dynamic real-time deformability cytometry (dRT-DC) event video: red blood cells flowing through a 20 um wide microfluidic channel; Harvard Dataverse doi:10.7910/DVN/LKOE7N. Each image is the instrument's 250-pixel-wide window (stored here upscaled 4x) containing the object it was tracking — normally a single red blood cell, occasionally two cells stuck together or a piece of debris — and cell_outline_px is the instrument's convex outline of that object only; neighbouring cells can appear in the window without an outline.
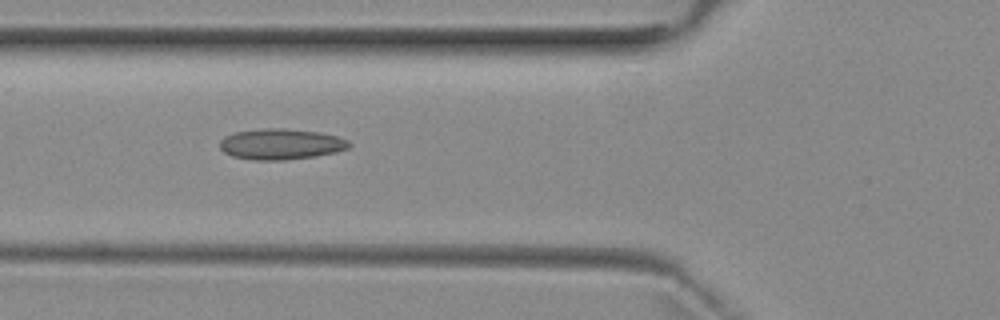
{"species": "common noctule bat (a hibernating species)", "species_latin": "Nyctalus noctula", "temperature_condition": "room temperature", "stored_images_in_passage": 3, "camera_frame_rate_fps": 3000, "um_per_image_px": 0.085, "animal": {"sex": "female", "body_mass_g": 29.2, "forearm_length_mm": 56.3}, "frame": {"image": 1, "passage_image": 2, "time_ms": 1.0, "image_size_px": [1000, 320], "cell_outline_px": [[352, 144], [348, 148], [336, 152], [316, 156], [284, 160], [252, 160], [232, 156], [224, 152], [220, 148], [220, 140], [224, 136], [236, 132], [264, 128], [284, 128], [320, 132], [336, 136], [348, 140]], "centroid_in_image_um": [23.88, 12.25], "position_along_channel_um": 101.9, "area_um2": 23.29}}
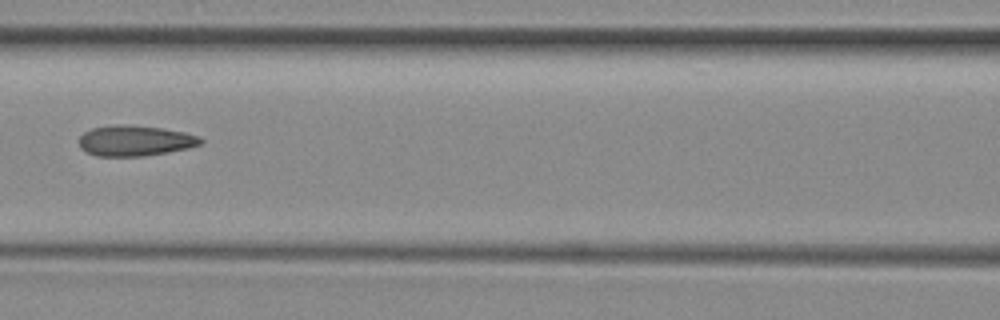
{"frame": {"image": 2, "passage_image": 3, "time_ms": 2.333, "image_size_px": [1000, 320], "cell_outline_px": [[204, 140], [200, 144], [188, 148], [168, 152], [144, 156], [96, 156], [80, 148], [80, 136], [84, 132], [92, 128], [164, 128], [184, 132], [200, 136]], "centroid_in_image_um": [11.54, 12.02], "position_along_channel_um": 155.1, "area_um2": 20.58}}